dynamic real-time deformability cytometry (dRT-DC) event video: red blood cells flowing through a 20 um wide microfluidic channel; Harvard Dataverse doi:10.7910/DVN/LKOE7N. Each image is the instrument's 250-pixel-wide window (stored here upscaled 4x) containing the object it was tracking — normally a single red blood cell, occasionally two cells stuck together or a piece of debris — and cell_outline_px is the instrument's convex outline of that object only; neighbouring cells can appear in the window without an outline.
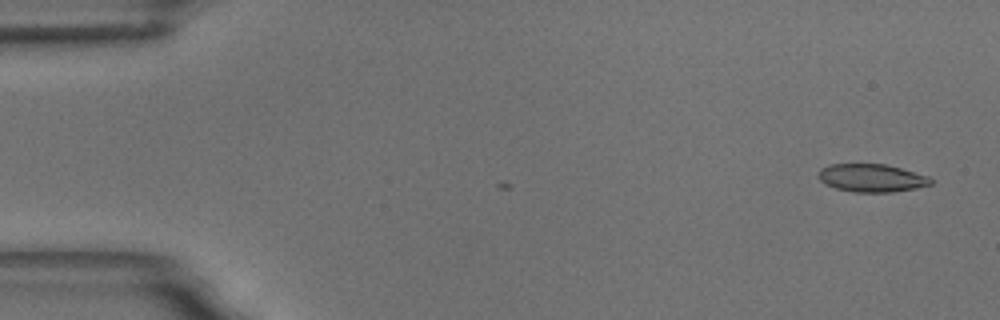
{"species": "common noctule bat (a hibernating species)", "species_latin": "Nyctalus noctula", "temperature_condition": "room temperature", "stored_images_in_passage": 5, "camera_frame_rate_fps": 3000, "um_per_image_px": 0.085, "animal": {"sex": "male", "body_mass_g": 18.8}, "frame": {"image": 1, "passage_image": 1, "time_ms": 0.0, "image_size_px": [1000, 320], "cell_outline_px": [[932, 184], [916, 188], [892, 192], [852, 192], [836, 188], [824, 184], [820, 180], [820, 168], [828, 164], [884, 164], [900, 168], [928, 176], [932, 180]], "centroid_in_image_um": [74.08, 15.13], "position_along_channel_um": 10.9, "area_um2": 18.21}}
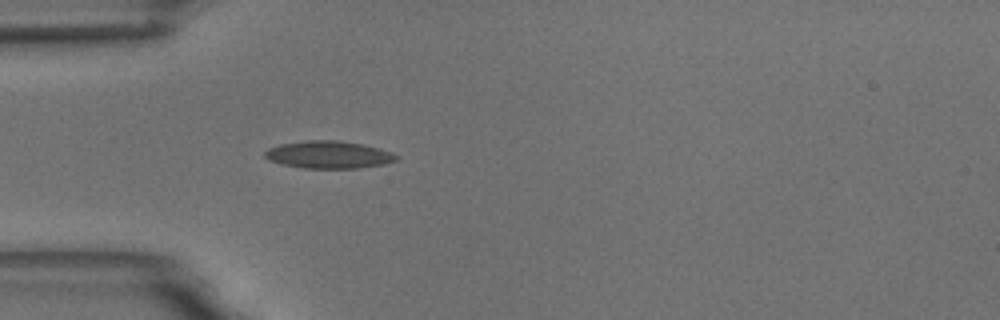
{"frame": {"image": 2, "passage_image": 5, "time_ms": 4.667, "image_size_px": [1000, 320], "cell_outline_px": [[400, 160], [384, 164], [356, 168], [304, 168], [280, 164], [268, 160], [264, 156], [264, 152], [268, 148], [280, 144], [308, 140], [340, 140], [364, 144], [392, 152], [400, 156]], "centroid_in_image_um": [27.96, 13.14], "position_along_channel_um": 57.0, "area_um2": 21.27}}